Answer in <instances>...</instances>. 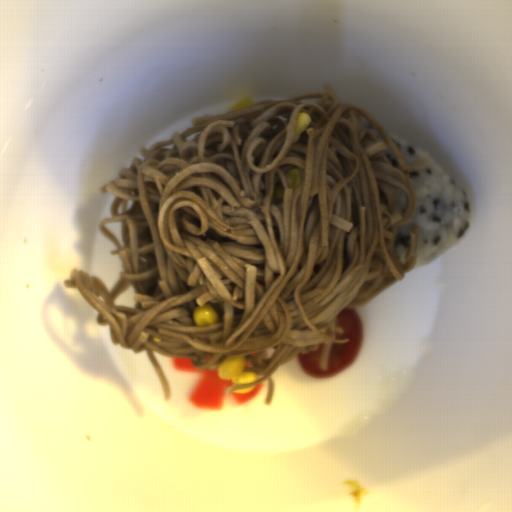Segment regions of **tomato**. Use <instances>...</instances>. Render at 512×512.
<instances>
[{
    "label": "tomato",
    "instance_id": "tomato-1",
    "mask_svg": "<svg viewBox=\"0 0 512 512\" xmlns=\"http://www.w3.org/2000/svg\"><path fill=\"white\" fill-rule=\"evenodd\" d=\"M335 326L342 329L335 333V339H348L346 343H333L330 348L325 370L320 366L321 345L316 350L297 355V363L303 371L317 378L340 374L356 360L362 340V323L359 314L352 307H344L334 319Z\"/></svg>",
    "mask_w": 512,
    "mask_h": 512
}]
</instances>
